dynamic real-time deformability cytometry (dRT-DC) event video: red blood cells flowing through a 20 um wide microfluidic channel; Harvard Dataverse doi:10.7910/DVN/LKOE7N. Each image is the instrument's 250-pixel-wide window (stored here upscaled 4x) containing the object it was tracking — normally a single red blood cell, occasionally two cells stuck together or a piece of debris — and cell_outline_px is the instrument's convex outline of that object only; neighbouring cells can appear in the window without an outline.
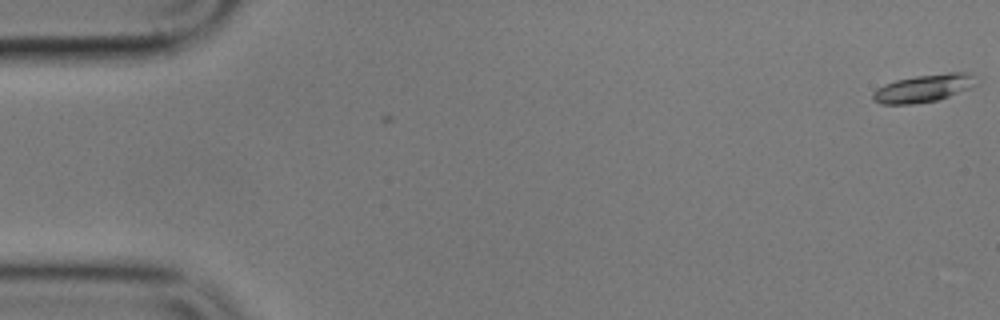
{"species": "common noctule bat (a hibernating species)", "species_latin": "Nyctalus noctula", "temperature_condition": "cold", "stored_images_in_passage": 3, "camera_frame_rate_fps": 3000, "um_per_image_px": 0.085, "animal": {"sex": "male", "body_mass_g": 17.9}, "frame": {"image": 1, "passage_image": 1, "time_ms": 0.0, "image_size_px": [1000, 320], "cell_outline_px": [[980, 80], [972, 88], [936, 100], [912, 104], [880, 104], [872, 100], [872, 92], [876, 88], [884, 84], [896, 80], [916, 76], [948, 72], [968, 72]], "centroid_in_image_um": [78.52, 7.49], "position_along_channel_um": 6.5, "area_um2": 16.88}}